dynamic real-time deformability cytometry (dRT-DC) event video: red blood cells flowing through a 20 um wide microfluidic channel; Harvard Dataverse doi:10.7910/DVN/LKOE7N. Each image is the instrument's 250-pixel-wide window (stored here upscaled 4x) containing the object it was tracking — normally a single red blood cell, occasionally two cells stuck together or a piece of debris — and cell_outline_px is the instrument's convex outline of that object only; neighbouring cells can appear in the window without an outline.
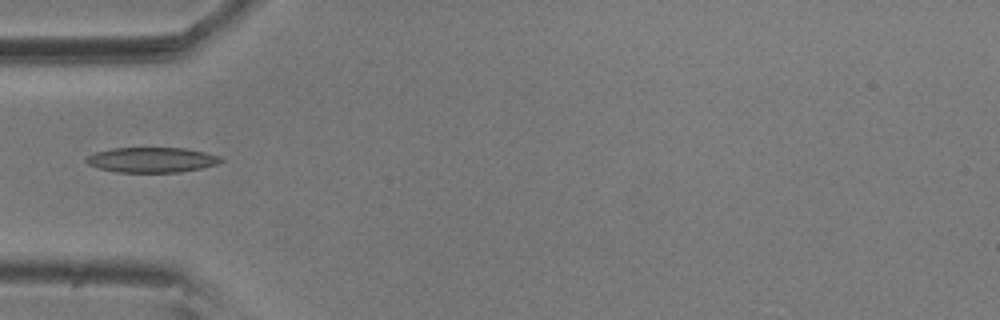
{"species": "common noctule bat (a hibernating species)", "species_latin": "Nyctalus noctula", "temperature_condition": "room temperature", "stored_images_in_passage": 6, "camera_frame_rate_fps": 3000, "um_per_image_px": 0.085, "animal": {"sex": "male", "body_mass_g": 20.5, "forearm_length_mm": 52.5}, "frame": {"image": 1, "passage_image": 6, "time_ms": 1.667, "image_size_px": [1000, 320], "cell_outline_px": [[224, 160], [216, 164], [200, 168], [180, 172], [116, 172], [100, 168], [88, 164], [84, 160], [88, 156], [96, 152], [112, 148], [184, 148], [204, 152], [220, 156]], "centroid_in_image_um": [12.9, 13.58], "position_along_channel_um": 72.1, "area_um2": 19.54}}